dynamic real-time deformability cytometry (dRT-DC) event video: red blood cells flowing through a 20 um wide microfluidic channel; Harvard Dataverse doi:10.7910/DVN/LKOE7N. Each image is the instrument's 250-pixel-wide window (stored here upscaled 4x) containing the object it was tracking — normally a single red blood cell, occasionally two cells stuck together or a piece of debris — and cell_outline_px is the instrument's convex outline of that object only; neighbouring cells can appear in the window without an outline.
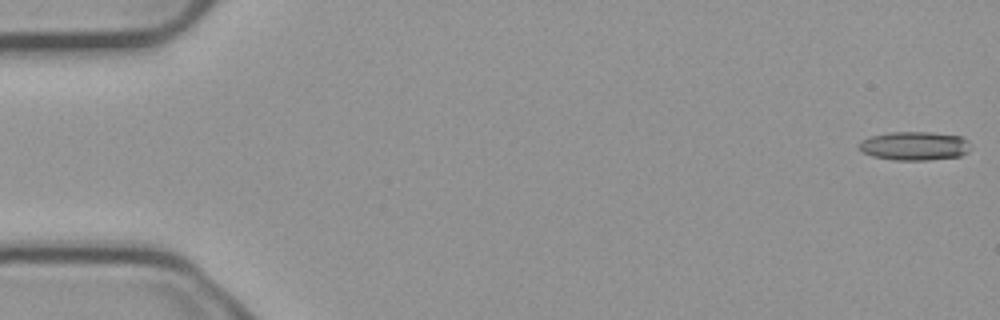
{"species": "common noctule bat (a hibernating species)", "species_latin": "Nyctalus noctula", "temperature_condition": "cold", "stored_images_in_passage": 8, "camera_frame_rate_fps": 3000, "um_per_image_px": 0.085, "animal": {"sex": "male", "body_mass_g": 23.1, "forearm_length_mm": 52.7}, "frame": {"image": 1, "passage_image": 1, "time_ms": 0.0, "image_size_px": [1000, 320], "cell_outline_px": [[968, 152], [960, 156], [928, 160], [892, 160], [872, 156], [864, 152], [860, 148], [860, 144], [864, 140], [872, 136], [888, 132], [932, 132], [964, 136], [968, 140]], "centroid_in_image_um": [77.78, 12.4], "position_along_channel_um": 7.2, "area_um2": 18.61}}